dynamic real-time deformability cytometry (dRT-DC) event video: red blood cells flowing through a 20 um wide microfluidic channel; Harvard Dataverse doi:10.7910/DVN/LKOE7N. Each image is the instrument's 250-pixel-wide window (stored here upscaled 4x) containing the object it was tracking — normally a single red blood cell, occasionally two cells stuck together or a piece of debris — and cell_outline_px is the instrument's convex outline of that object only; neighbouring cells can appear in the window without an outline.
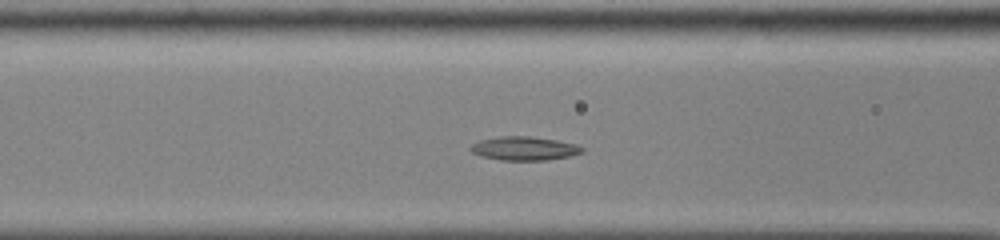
{"species": "common noctule bat (a hibernating species)", "species_latin": "Nyctalus noctula", "temperature_condition": "cold", "stored_images_in_passage": 43, "segment_of_instrument_passage": [1, 2], "camera_frame_rate_fps": 3000, "um_per_image_px": 0.085, "animal": {"sex": "male", "body_mass_g": 13.0, "forearm_length_mm": 53.1}, "frame": {"image": 1, "passage_image": 11, "time_ms": 3.333, "image_size_px": [1000, 240], "cell_outline_px": [[584, 152], [568, 156], [548, 160], [500, 160], [480, 156], [472, 152], [468, 148], [472, 144], [480, 140], [496, 136], [528, 136], [556, 140], [576, 144], [584, 148]], "centroid_in_image_um": [44.53, 12.61], "position_along_channel_um": 122.1, "area_um2": 15.49}}
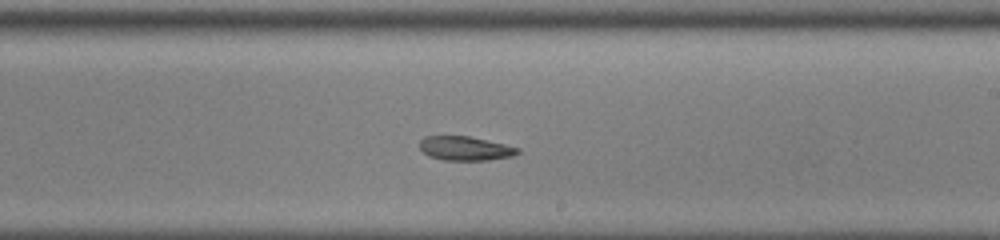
{"frame": {"image": 2, "passage_image": 21, "time_ms": 6.667, "image_size_px": [1000, 240], "cell_outline_px": [[520, 152], [512, 156], [488, 160], [444, 160], [428, 156], [420, 148], [420, 140], [424, 136], [468, 136], [504, 144], [520, 148]], "centroid_in_image_um": [39.53, 12.61], "position_along_channel_um": 249.5, "area_um2": 13.7}}
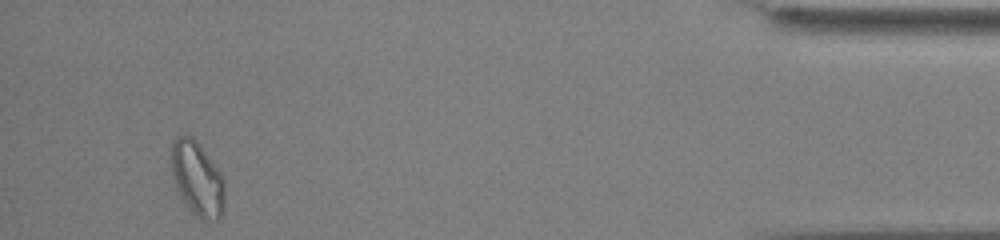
{"frame": {"image": 3, "passage_image": 39, "time_ms": 12.667, "image_size_px": [1000, 240], "cell_outline_px": [[224, 212], [216, 220], [200, 220], [196, 216], [180, 196], [176, 188], [168, 156], [172, 140], [176, 136], [184, 132], [188, 132], [200, 144], [220, 172], [224, 180]], "centroid_in_image_um": [16.72, 15.11], "position_along_channel_um": 418.5, "area_um2": 23.81}}